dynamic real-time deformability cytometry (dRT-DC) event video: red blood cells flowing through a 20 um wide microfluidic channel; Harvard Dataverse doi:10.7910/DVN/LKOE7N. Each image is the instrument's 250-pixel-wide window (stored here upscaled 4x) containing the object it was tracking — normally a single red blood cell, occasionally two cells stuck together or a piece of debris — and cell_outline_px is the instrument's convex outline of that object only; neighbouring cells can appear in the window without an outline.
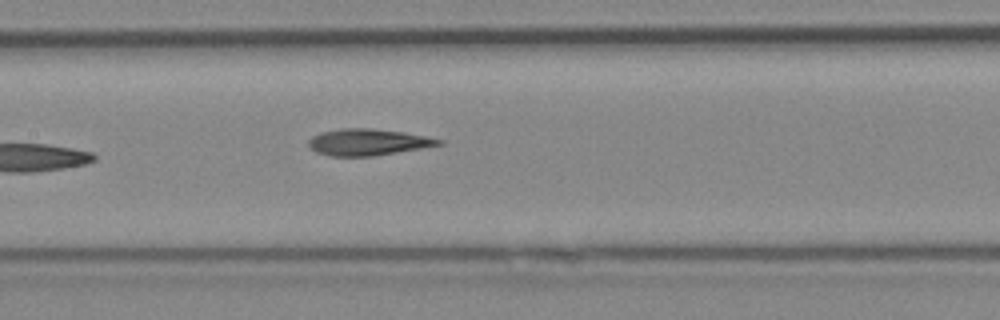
{"species": "Egyptian fruit bat (a non-hibernating species)", "species_latin": "Rousettus aegyptiacus", "temperature_condition": "cold", "stored_images_in_passage": 7, "camera_frame_rate_fps": 3000, "um_per_image_px": 0.085, "animal": {"sex": "female"}, "frame": {"image": 1, "passage_image": 7, "time_ms": 2.0, "image_size_px": [1000, 320], "cell_outline_px": [[444, 144], [372, 156], [332, 156], [316, 152], [308, 144], [308, 140], [312, 136], [320, 132], [340, 128], [368, 128], [404, 132], [444, 140]], "centroid_in_image_um": [31.25, 12.07], "position_along_channel_um": 176.2, "area_um2": 19.94}}